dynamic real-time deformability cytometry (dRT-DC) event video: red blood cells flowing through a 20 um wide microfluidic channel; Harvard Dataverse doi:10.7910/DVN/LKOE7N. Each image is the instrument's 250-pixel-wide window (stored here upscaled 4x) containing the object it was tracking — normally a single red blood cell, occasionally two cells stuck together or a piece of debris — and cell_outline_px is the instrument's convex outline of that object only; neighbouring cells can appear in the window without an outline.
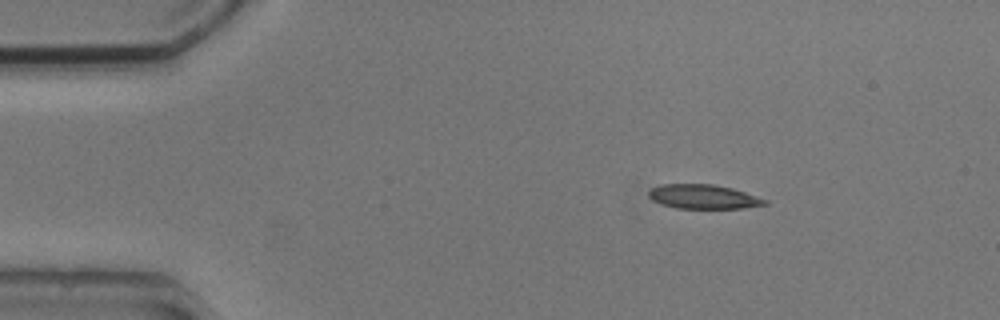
{"species": "common noctule bat (a hibernating species)", "species_latin": "Nyctalus noctula", "temperature_condition": "cold", "stored_images_in_passage": 3, "camera_frame_rate_fps": 3000, "um_per_image_px": 0.085, "animal": {"sex": "male", "body_mass_g": 20.5, "forearm_length_mm": 52.5}, "frame": {"image": 1, "passage_image": 1, "time_ms": 0.0, "image_size_px": [1000, 320], "cell_outline_px": [[768, 204], [744, 208], [676, 208], [660, 204], [652, 200], [648, 196], [648, 192], [652, 188], [660, 184], [712, 184], [732, 188], [768, 200]], "centroid_in_image_um": [59.76, 16.72], "position_along_channel_um": 25.2, "area_um2": 16.42}}